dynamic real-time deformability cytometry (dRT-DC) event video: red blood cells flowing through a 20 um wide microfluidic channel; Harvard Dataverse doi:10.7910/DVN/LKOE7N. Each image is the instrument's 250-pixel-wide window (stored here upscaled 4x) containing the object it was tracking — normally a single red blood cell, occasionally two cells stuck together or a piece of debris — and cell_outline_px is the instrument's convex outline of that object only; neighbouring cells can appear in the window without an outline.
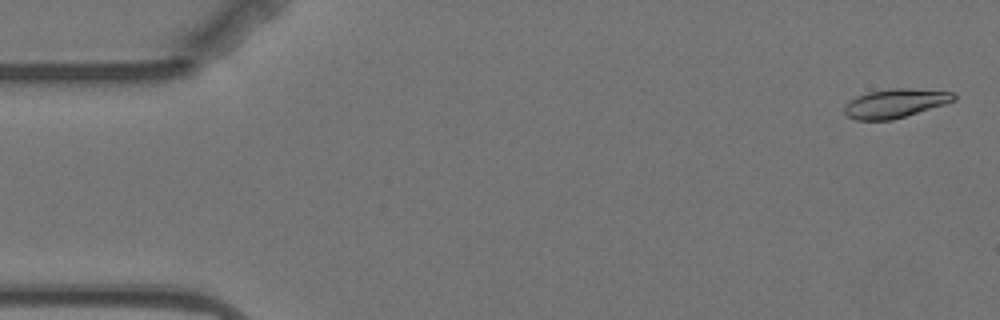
{"species": "Egyptian fruit bat (a non-hibernating species)", "species_latin": "Rousettus aegyptiacus", "temperature_condition": "warm", "stored_images_in_passage": 6, "segment_of_instrument_passage": [2, 2], "camera_frame_rate_fps": 3000, "um_per_image_px": 0.085, "animal": {"sex": "female"}, "frame": {"image": 1, "passage_image": 6, "time_ms": 6.667, "image_size_px": [1000, 320], "cell_outline_px": [[956, 100], [944, 104], [892, 120], [856, 120], [848, 116], [844, 112], [844, 108], [848, 100], [856, 96], [868, 92], [888, 88], [908, 88], [956, 92]], "centroid_in_image_um": [76.08, 8.77], "position_along_channel_um": 8.9, "area_um2": 18.5}}